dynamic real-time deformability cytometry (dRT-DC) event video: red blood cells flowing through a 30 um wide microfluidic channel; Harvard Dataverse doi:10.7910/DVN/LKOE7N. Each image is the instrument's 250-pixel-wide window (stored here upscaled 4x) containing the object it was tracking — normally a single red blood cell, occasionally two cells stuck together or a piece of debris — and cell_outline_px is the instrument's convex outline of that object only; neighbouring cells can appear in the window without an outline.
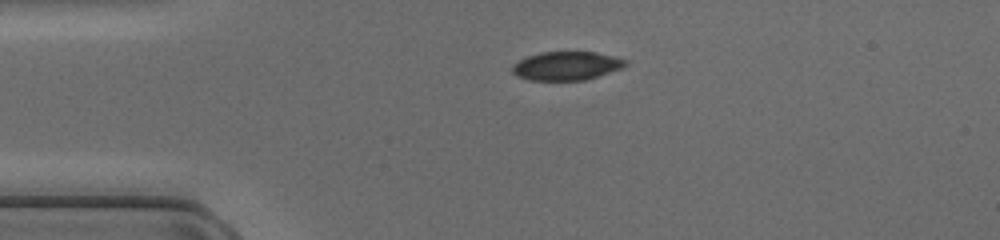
{"species": "common noctule bat (a hibernating species)", "species_latin": "Nyctalus noctula", "temperature_condition": "cold", "stored_images_in_passage": 37, "camera_frame_rate_fps": 3000, "um_per_image_px": 0.085, "animal": {"sex": "female", "body_mass_g": 17.0, "forearm_length_mm": 48.0}, "frame": {"image": 1, "passage_image": 1, "time_ms": 0.0, "image_size_px": [1000, 240], "cell_outline_px": [[628, 64], [624, 68], [584, 80], [528, 80], [516, 76], [512, 72], [512, 64], [528, 56], [540, 52], [596, 52], [628, 60]], "centroid_in_image_um": [48.16, 5.6], "position_along_channel_um": 36.8, "area_um2": 18.96}}
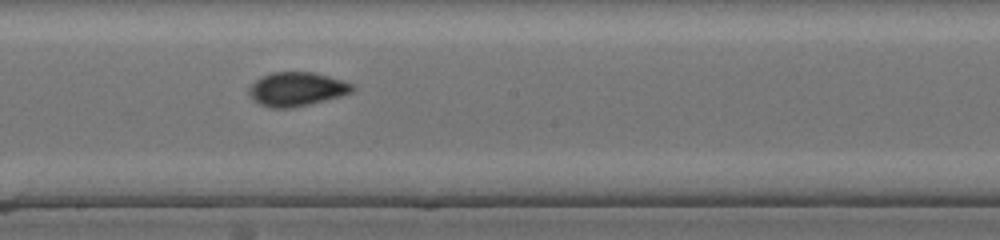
{"frame": {"image": 2, "passage_image": 16, "time_ms": 5.0, "image_size_px": [1000, 240], "cell_outline_px": [[356, 88], [352, 92], [340, 96], [292, 108], [272, 108], [260, 104], [248, 92], [248, 88], [260, 76], [272, 72], [312, 72], [344, 80], [356, 84]], "centroid_in_image_um": [25.26, 7.56], "position_along_channel_um": 222.9, "area_um2": 20.4}}
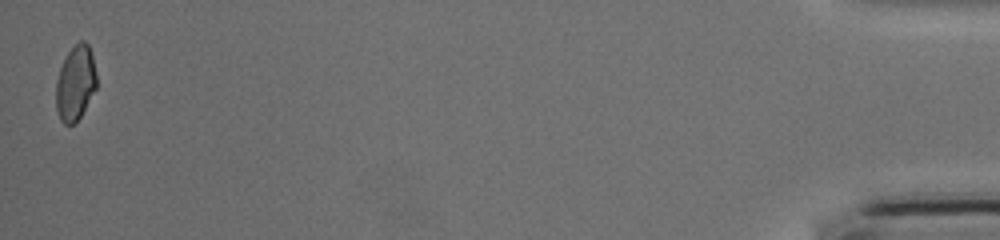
{"frame": {"image": 3, "passage_image": 37, "time_ms": 12.0, "image_size_px": [1000, 240], "cell_outline_px": [[96, 88], [80, 116], [72, 124], [64, 124], [60, 120], [56, 108], [56, 80], [60, 68], [68, 52], [80, 40], [84, 40], [88, 44], [92, 52], [96, 72]], "centroid_in_image_um": [6.41, 7.04], "position_along_channel_um": 428.8, "area_um2": 17.57}}